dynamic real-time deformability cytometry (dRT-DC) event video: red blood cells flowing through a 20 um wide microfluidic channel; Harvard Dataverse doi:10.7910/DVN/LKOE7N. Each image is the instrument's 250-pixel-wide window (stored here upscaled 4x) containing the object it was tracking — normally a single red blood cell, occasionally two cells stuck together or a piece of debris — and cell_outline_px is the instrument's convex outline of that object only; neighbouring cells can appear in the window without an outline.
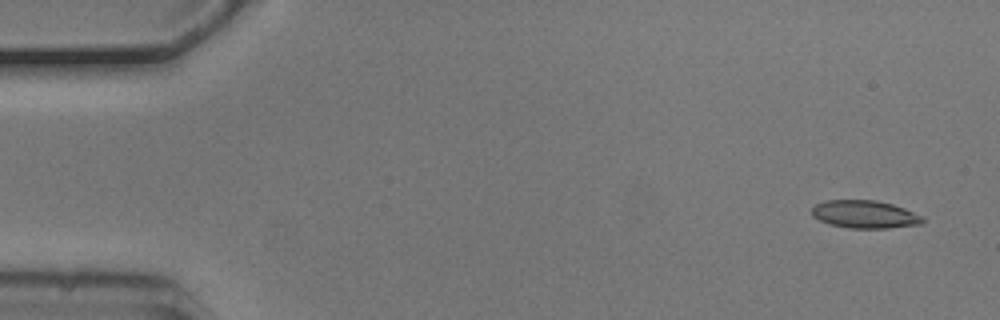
{"species": "common noctule bat (a hibernating species)", "species_latin": "Nyctalus noctula", "temperature_condition": "cold", "stored_images_in_passage": 15, "camera_frame_rate_fps": 3000, "um_per_image_px": 0.085, "animal": {"sex": "male", "body_mass_g": 20.5, "forearm_length_mm": 52.5}, "frame": {"image": 1, "passage_image": 1, "time_ms": 0.0, "image_size_px": [1000, 320], "cell_outline_px": [[924, 224], [888, 228], [848, 228], [832, 224], [820, 220], [812, 216], [812, 208], [816, 204], [824, 200], [876, 200], [892, 204], [904, 208], [924, 216]], "centroid_in_image_um": [73.54, 18.21], "position_along_channel_um": 11.5, "area_um2": 18.03}}
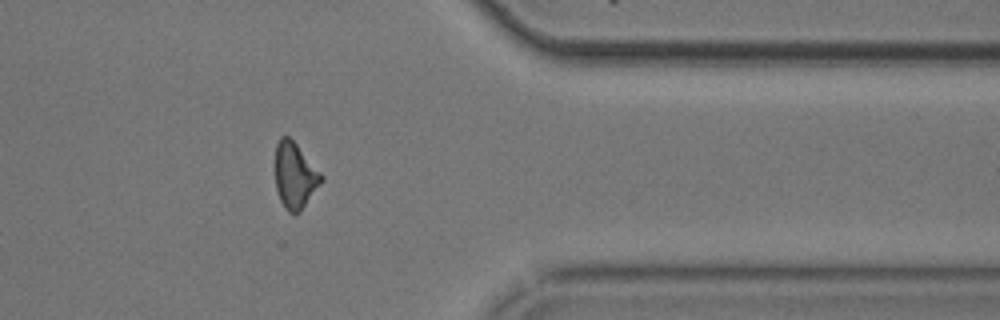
{"frame": {"image": 2, "passage_image": 12, "time_ms": 3.667, "image_size_px": [1000, 320], "cell_outline_px": [[324, 180], [300, 212], [288, 212], [284, 208], [280, 200], [276, 188], [276, 144], [280, 136], [288, 136], [296, 144], [324, 176]], "centroid_in_image_um": [25.08, 14.93], "position_along_channel_um": 386.3, "area_um2": 17.57}}
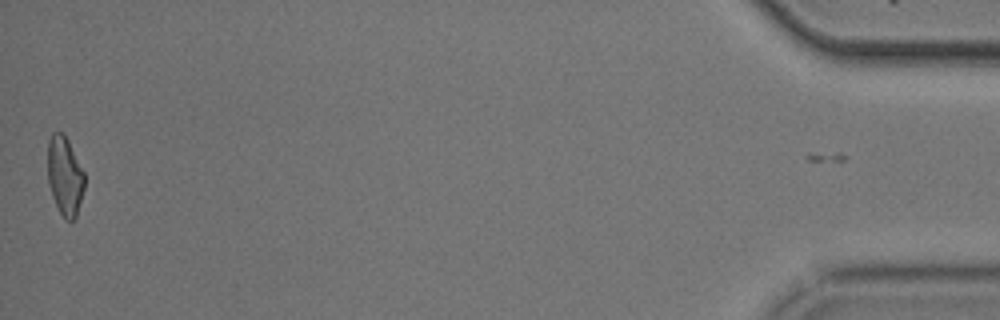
{"frame": {"image": 3, "passage_image": 14, "time_ms": 4.333, "image_size_px": [1000, 320], "cell_outline_px": [[84, 188], [76, 216], [72, 220], [64, 220], [52, 196], [48, 180], [48, 140], [52, 132], [64, 132], [84, 172]], "centroid_in_image_um": [5.5, 14.93], "position_along_channel_um": 429.7, "area_um2": 16.82}}